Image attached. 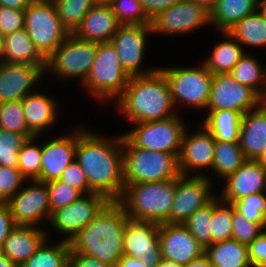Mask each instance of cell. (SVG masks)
<instances>
[{
  "label": "cell",
  "mask_w": 266,
  "mask_h": 267,
  "mask_svg": "<svg viewBox=\"0 0 266 267\" xmlns=\"http://www.w3.org/2000/svg\"><path fill=\"white\" fill-rule=\"evenodd\" d=\"M33 0H0V6L12 9L25 10Z\"/></svg>",
  "instance_id": "obj_53"
},
{
  "label": "cell",
  "mask_w": 266,
  "mask_h": 267,
  "mask_svg": "<svg viewBox=\"0 0 266 267\" xmlns=\"http://www.w3.org/2000/svg\"><path fill=\"white\" fill-rule=\"evenodd\" d=\"M246 157L238 142H222L215 140L212 172L225 179L234 173L245 161Z\"/></svg>",
  "instance_id": "obj_35"
},
{
  "label": "cell",
  "mask_w": 266,
  "mask_h": 267,
  "mask_svg": "<svg viewBox=\"0 0 266 267\" xmlns=\"http://www.w3.org/2000/svg\"><path fill=\"white\" fill-rule=\"evenodd\" d=\"M212 200L197 209L183 225L191 235L206 249L212 244Z\"/></svg>",
  "instance_id": "obj_38"
},
{
  "label": "cell",
  "mask_w": 266,
  "mask_h": 267,
  "mask_svg": "<svg viewBox=\"0 0 266 267\" xmlns=\"http://www.w3.org/2000/svg\"><path fill=\"white\" fill-rule=\"evenodd\" d=\"M259 0H218L210 11V25L227 32L244 17L258 11Z\"/></svg>",
  "instance_id": "obj_28"
},
{
  "label": "cell",
  "mask_w": 266,
  "mask_h": 267,
  "mask_svg": "<svg viewBox=\"0 0 266 267\" xmlns=\"http://www.w3.org/2000/svg\"><path fill=\"white\" fill-rule=\"evenodd\" d=\"M110 7L120 25H146L152 22L146 16L140 0H116Z\"/></svg>",
  "instance_id": "obj_41"
},
{
  "label": "cell",
  "mask_w": 266,
  "mask_h": 267,
  "mask_svg": "<svg viewBox=\"0 0 266 267\" xmlns=\"http://www.w3.org/2000/svg\"><path fill=\"white\" fill-rule=\"evenodd\" d=\"M26 179L18 168L0 165V202L9 201Z\"/></svg>",
  "instance_id": "obj_46"
},
{
  "label": "cell",
  "mask_w": 266,
  "mask_h": 267,
  "mask_svg": "<svg viewBox=\"0 0 266 267\" xmlns=\"http://www.w3.org/2000/svg\"><path fill=\"white\" fill-rule=\"evenodd\" d=\"M193 135L188 134L186 128L178 156V165L181 175L192 176V169L209 168L212 170L214 161L215 139L204 127Z\"/></svg>",
  "instance_id": "obj_20"
},
{
  "label": "cell",
  "mask_w": 266,
  "mask_h": 267,
  "mask_svg": "<svg viewBox=\"0 0 266 267\" xmlns=\"http://www.w3.org/2000/svg\"><path fill=\"white\" fill-rule=\"evenodd\" d=\"M152 34L151 24L120 25L110 43L115 47L121 67L129 76L147 75L159 68L141 70L144 60L147 36ZM143 71V72H142Z\"/></svg>",
  "instance_id": "obj_12"
},
{
  "label": "cell",
  "mask_w": 266,
  "mask_h": 267,
  "mask_svg": "<svg viewBox=\"0 0 266 267\" xmlns=\"http://www.w3.org/2000/svg\"><path fill=\"white\" fill-rule=\"evenodd\" d=\"M24 29L46 59L69 35L61 24L52 0H33L25 8Z\"/></svg>",
  "instance_id": "obj_7"
},
{
  "label": "cell",
  "mask_w": 266,
  "mask_h": 267,
  "mask_svg": "<svg viewBox=\"0 0 266 267\" xmlns=\"http://www.w3.org/2000/svg\"><path fill=\"white\" fill-rule=\"evenodd\" d=\"M220 200L232 204L251 194L266 192V170L256 160H246L225 179Z\"/></svg>",
  "instance_id": "obj_22"
},
{
  "label": "cell",
  "mask_w": 266,
  "mask_h": 267,
  "mask_svg": "<svg viewBox=\"0 0 266 267\" xmlns=\"http://www.w3.org/2000/svg\"><path fill=\"white\" fill-rule=\"evenodd\" d=\"M47 239L48 237L20 267H68L69 241L63 239L58 245L50 246Z\"/></svg>",
  "instance_id": "obj_34"
},
{
  "label": "cell",
  "mask_w": 266,
  "mask_h": 267,
  "mask_svg": "<svg viewBox=\"0 0 266 267\" xmlns=\"http://www.w3.org/2000/svg\"><path fill=\"white\" fill-rule=\"evenodd\" d=\"M180 175L175 179V195L170 210V223L183 224L197 209L209 203L215 194L211 192V178L203 173Z\"/></svg>",
  "instance_id": "obj_11"
},
{
  "label": "cell",
  "mask_w": 266,
  "mask_h": 267,
  "mask_svg": "<svg viewBox=\"0 0 266 267\" xmlns=\"http://www.w3.org/2000/svg\"><path fill=\"white\" fill-rule=\"evenodd\" d=\"M180 118L178 114L164 120L138 122L134 129L124 135L139 148L172 153L178 157L186 130Z\"/></svg>",
  "instance_id": "obj_10"
},
{
  "label": "cell",
  "mask_w": 266,
  "mask_h": 267,
  "mask_svg": "<svg viewBox=\"0 0 266 267\" xmlns=\"http://www.w3.org/2000/svg\"><path fill=\"white\" fill-rule=\"evenodd\" d=\"M259 11L266 18V0H259Z\"/></svg>",
  "instance_id": "obj_61"
},
{
  "label": "cell",
  "mask_w": 266,
  "mask_h": 267,
  "mask_svg": "<svg viewBox=\"0 0 266 267\" xmlns=\"http://www.w3.org/2000/svg\"><path fill=\"white\" fill-rule=\"evenodd\" d=\"M7 201L15 225L39 227L43 219L50 220L51 209L47 183L31 181ZM39 222V223H38Z\"/></svg>",
  "instance_id": "obj_16"
},
{
  "label": "cell",
  "mask_w": 266,
  "mask_h": 267,
  "mask_svg": "<svg viewBox=\"0 0 266 267\" xmlns=\"http://www.w3.org/2000/svg\"><path fill=\"white\" fill-rule=\"evenodd\" d=\"M165 75L175 105L184 103L197 109H204L211 93L213 74L201 63L198 67L159 68Z\"/></svg>",
  "instance_id": "obj_8"
},
{
  "label": "cell",
  "mask_w": 266,
  "mask_h": 267,
  "mask_svg": "<svg viewBox=\"0 0 266 267\" xmlns=\"http://www.w3.org/2000/svg\"><path fill=\"white\" fill-rule=\"evenodd\" d=\"M117 108L134 123L164 120L177 115L165 75L157 71L130 76L128 85L115 100Z\"/></svg>",
  "instance_id": "obj_3"
},
{
  "label": "cell",
  "mask_w": 266,
  "mask_h": 267,
  "mask_svg": "<svg viewBox=\"0 0 266 267\" xmlns=\"http://www.w3.org/2000/svg\"><path fill=\"white\" fill-rule=\"evenodd\" d=\"M123 254L140 259L146 267H158L162 260L159 224L127 217Z\"/></svg>",
  "instance_id": "obj_15"
},
{
  "label": "cell",
  "mask_w": 266,
  "mask_h": 267,
  "mask_svg": "<svg viewBox=\"0 0 266 267\" xmlns=\"http://www.w3.org/2000/svg\"><path fill=\"white\" fill-rule=\"evenodd\" d=\"M62 26L73 34L96 0H52Z\"/></svg>",
  "instance_id": "obj_36"
},
{
  "label": "cell",
  "mask_w": 266,
  "mask_h": 267,
  "mask_svg": "<svg viewBox=\"0 0 266 267\" xmlns=\"http://www.w3.org/2000/svg\"><path fill=\"white\" fill-rule=\"evenodd\" d=\"M0 128L25 135L28 139L35 136L27 128L21 101L0 103Z\"/></svg>",
  "instance_id": "obj_40"
},
{
  "label": "cell",
  "mask_w": 266,
  "mask_h": 267,
  "mask_svg": "<svg viewBox=\"0 0 266 267\" xmlns=\"http://www.w3.org/2000/svg\"><path fill=\"white\" fill-rule=\"evenodd\" d=\"M51 214L54 210L65 207L84 194L75 187L59 180L47 182Z\"/></svg>",
  "instance_id": "obj_45"
},
{
  "label": "cell",
  "mask_w": 266,
  "mask_h": 267,
  "mask_svg": "<svg viewBox=\"0 0 266 267\" xmlns=\"http://www.w3.org/2000/svg\"><path fill=\"white\" fill-rule=\"evenodd\" d=\"M205 254L213 267H252L248 246L233 239L211 244Z\"/></svg>",
  "instance_id": "obj_31"
},
{
  "label": "cell",
  "mask_w": 266,
  "mask_h": 267,
  "mask_svg": "<svg viewBox=\"0 0 266 267\" xmlns=\"http://www.w3.org/2000/svg\"><path fill=\"white\" fill-rule=\"evenodd\" d=\"M248 252L252 267H266V230L248 246Z\"/></svg>",
  "instance_id": "obj_49"
},
{
  "label": "cell",
  "mask_w": 266,
  "mask_h": 267,
  "mask_svg": "<svg viewBox=\"0 0 266 267\" xmlns=\"http://www.w3.org/2000/svg\"><path fill=\"white\" fill-rule=\"evenodd\" d=\"M23 113L27 128L38 137L57 120V102L47 94L33 91L23 100Z\"/></svg>",
  "instance_id": "obj_26"
},
{
  "label": "cell",
  "mask_w": 266,
  "mask_h": 267,
  "mask_svg": "<svg viewBox=\"0 0 266 267\" xmlns=\"http://www.w3.org/2000/svg\"><path fill=\"white\" fill-rule=\"evenodd\" d=\"M175 195V179L125 184L123 194L117 201L128 218L170 223V210Z\"/></svg>",
  "instance_id": "obj_4"
},
{
  "label": "cell",
  "mask_w": 266,
  "mask_h": 267,
  "mask_svg": "<svg viewBox=\"0 0 266 267\" xmlns=\"http://www.w3.org/2000/svg\"><path fill=\"white\" fill-rule=\"evenodd\" d=\"M83 128H77L75 160L94 193L118 201L125 187L122 134L110 140Z\"/></svg>",
  "instance_id": "obj_1"
},
{
  "label": "cell",
  "mask_w": 266,
  "mask_h": 267,
  "mask_svg": "<svg viewBox=\"0 0 266 267\" xmlns=\"http://www.w3.org/2000/svg\"><path fill=\"white\" fill-rule=\"evenodd\" d=\"M116 0H96L98 5H111Z\"/></svg>",
  "instance_id": "obj_62"
},
{
  "label": "cell",
  "mask_w": 266,
  "mask_h": 267,
  "mask_svg": "<svg viewBox=\"0 0 266 267\" xmlns=\"http://www.w3.org/2000/svg\"><path fill=\"white\" fill-rule=\"evenodd\" d=\"M15 226L7 202H0V249Z\"/></svg>",
  "instance_id": "obj_50"
},
{
  "label": "cell",
  "mask_w": 266,
  "mask_h": 267,
  "mask_svg": "<svg viewBox=\"0 0 266 267\" xmlns=\"http://www.w3.org/2000/svg\"><path fill=\"white\" fill-rule=\"evenodd\" d=\"M228 40L219 42L213 47L209 57L202 62L212 74L231 73L234 66L246 53L241 45L229 32H221Z\"/></svg>",
  "instance_id": "obj_29"
},
{
  "label": "cell",
  "mask_w": 266,
  "mask_h": 267,
  "mask_svg": "<svg viewBox=\"0 0 266 267\" xmlns=\"http://www.w3.org/2000/svg\"><path fill=\"white\" fill-rule=\"evenodd\" d=\"M0 267H19V266L0 252Z\"/></svg>",
  "instance_id": "obj_57"
},
{
  "label": "cell",
  "mask_w": 266,
  "mask_h": 267,
  "mask_svg": "<svg viewBox=\"0 0 266 267\" xmlns=\"http://www.w3.org/2000/svg\"><path fill=\"white\" fill-rule=\"evenodd\" d=\"M111 201L99 193L84 194L75 202L54 210L50 217L52 228L66 234L69 241L92 221Z\"/></svg>",
  "instance_id": "obj_14"
},
{
  "label": "cell",
  "mask_w": 266,
  "mask_h": 267,
  "mask_svg": "<svg viewBox=\"0 0 266 267\" xmlns=\"http://www.w3.org/2000/svg\"><path fill=\"white\" fill-rule=\"evenodd\" d=\"M266 192L251 194L234 201V208L254 223L261 224L266 229Z\"/></svg>",
  "instance_id": "obj_42"
},
{
  "label": "cell",
  "mask_w": 266,
  "mask_h": 267,
  "mask_svg": "<svg viewBox=\"0 0 266 267\" xmlns=\"http://www.w3.org/2000/svg\"><path fill=\"white\" fill-rule=\"evenodd\" d=\"M256 161L266 170V149L259 155Z\"/></svg>",
  "instance_id": "obj_59"
},
{
  "label": "cell",
  "mask_w": 266,
  "mask_h": 267,
  "mask_svg": "<svg viewBox=\"0 0 266 267\" xmlns=\"http://www.w3.org/2000/svg\"><path fill=\"white\" fill-rule=\"evenodd\" d=\"M227 32L241 45L266 47V18L259 9L241 19Z\"/></svg>",
  "instance_id": "obj_32"
},
{
  "label": "cell",
  "mask_w": 266,
  "mask_h": 267,
  "mask_svg": "<svg viewBox=\"0 0 266 267\" xmlns=\"http://www.w3.org/2000/svg\"><path fill=\"white\" fill-rule=\"evenodd\" d=\"M210 25V12L203 6L181 0L155 17L152 22L153 34H183L196 28Z\"/></svg>",
  "instance_id": "obj_17"
},
{
  "label": "cell",
  "mask_w": 266,
  "mask_h": 267,
  "mask_svg": "<svg viewBox=\"0 0 266 267\" xmlns=\"http://www.w3.org/2000/svg\"><path fill=\"white\" fill-rule=\"evenodd\" d=\"M266 229L259 223H254L246 219L242 213L237 211L232 205V236L240 244L249 246Z\"/></svg>",
  "instance_id": "obj_44"
},
{
  "label": "cell",
  "mask_w": 266,
  "mask_h": 267,
  "mask_svg": "<svg viewBox=\"0 0 266 267\" xmlns=\"http://www.w3.org/2000/svg\"><path fill=\"white\" fill-rule=\"evenodd\" d=\"M184 267H213L209 257L204 253L201 257L191 260Z\"/></svg>",
  "instance_id": "obj_55"
},
{
  "label": "cell",
  "mask_w": 266,
  "mask_h": 267,
  "mask_svg": "<svg viewBox=\"0 0 266 267\" xmlns=\"http://www.w3.org/2000/svg\"><path fill=\"white\" fill-rule=\"evenodd\" d=\"M207 114L202 125L215 140L238 142L243 113L232 110H213Z\"/></svg>",
  "instance_id": "obj_30"
},
{
  "label": "cell",
  "mask_w": 266,
  "mask_h": 267,
  "mask_svg": "<svg viewBox=\"0 0 266 267\" xmlns=\"http://www.w3.org/2000/svg\"><path fill=\"white\" fill-rule=\"evenodd\" d=\"M43 75L35 65L0 61V103L23 100Z\"/></svg>",
  "instance_id": "obj_19"
},
{
  "label": "cell",
  "mask_w": 266,
  "mask_h": 267,
  "mask_svg": "<svg viewBox=\"0 0 266 267\" xmlns=\"http://www.w3.org/2000/svg\"><path fill=\"white\" fill-rule=\"evenodd\" d=\"M115 267H146L138 258L123 255L117 262Z\"/></svg>",
  "instance_id": "obj_54"
},
{
  "label": "cell",
  "mask_w": 266,
  "mask_h": 267,
  "mask_svg": "<svg viewBox=\"0 0 266 267\" xmlns=\"http://www.w3.org/2000/svg\"><path fill=\"white\" fill-rule=\"evenodd\" d=\"M189 1L195 2L203 6L209 12L215 7L216 3L218 2V0H189Z\"/></svg>",
  "instance_id": "obj_56"
},
{
  "label": "cell",
  "mask_w": 266,
  "mask_h": 267,
  "mask_svg": "<svg viewBox=\"0 0 266 267\" xmlns=\"http://www.w3.org/2000/svg\"><path fill=\"white\" fill-rule=\"evenodd\" d=\"M181 0H140L146 16L152 21L161 12Z\"/></svg>",
  "instance_id": "obj_51"
},
{
  "label": "cell",
  "mask_w": 266,
  "mask_h": 267,
  "mask_svg": "<svg viewBox=\"0 0 266 267\" xmlns=\"http://www.w3.org/2000/svg\"><path fill=\"white\" fill-rule=\"evenodd\" d=\"M96 51L97 43L69 34L47 59L45 73L51 70L60 79L65 80L79 78L83 84L91 70Z\"/></svg>",
  "instance_id": "obj_9"
},
{
  "label": "cell",
  "mask_w": 266,
  "mask_h": 267,
  "mask_svg": "<svg viewBox=\"0 0 266 267\" xmlns=\"http://www.w3.org/2000/svg\"><path fill=\"white\" fill-rule=\"evenodd\" d=\"M126 221L124 208L117 201H111L69 240L70 252L85 254L115 267L124 255Z\"/></svg>",
  "instance_id": "obj_2"
},
{
  "label": "cell",
  "mask_w": 266,
  "mask_h": 267,
  "mask_svg": "<svg viewBox=\"0 0 266 267\" xmlns=\"http://www.w3.org/2000/svg\"><path fill=\"white\" fill-rule=\"evenodd\" d=\"M58 180L77 188L83 194L94 193L89 187L84 171L81 169L76 160L62 171Z\"/></svg>",
  "instance_id": "obj_47"
},
{
  "label": "cell",
  "mask_w": 266,
  "mask_h": 267,
  "mask_svg": "<svg viewBox=\"0 0 266 267\" xmlns=\"http://www.w3.org/2000/svg\"><path fill=\"white\" fill-rule=\"evenodd\" d=\"M27 137L0 128V165L18 168V153Z\"/></svg>",
  "instance_id": "obj_43"
},
{
  "label": "cell",
  "mask_w": 266,
  "mask_h": 267,
  "mask_svg": "<svg viewBox=\"0 0 266 267\" xmlns=\"http://www.w3.org/2000/svg\"><path fill=\"white\" fill-rule=\"evenodd\" d=\"M24 29V10L0 6V34L7 35Z\"/></svg>",
  "instance_id": "obj_48"
},
{
  "label": "cell",
  "mask_w": 266,
  "mask_h": 267,
  "mask_svg": "<svg viewBox=\"0 0 266 267\" xmlns=\"http://www.w3.org/2000/svg\"><path fill=\"white\" fill-rule=\"evenodd\" d=\"M238 143L247 160H256L266 149V101L243 114Z\"/></svg>",
  "instance_id": "obj_23"
},
{
  "label": "cell",
  "mask_w": 266,
  "mask_h": 267,
  "mask_svg": "<svg viewBox=\"0 0 266 267\" xmlns=\"http://www.w3.org/2000/svg\"><path fill=\"white\" fill-rule=\"evenodd\" d=\"M247 54L241 57L230 74L238 83L249 86L266 101V69L262 68L255 56Z\"/></svg>",
  "instance_id": "obj_33"
},
{
  "label": "cell",
  "mask_w": 266,
  "mask_h": 267,
  "mask_svg": "<svg viewBox=\"0 0 266 267\" xmlns=\"http://www.w3.org/2000/svg\"><path fill=\"white\" fill-rule=\"evenodd\" d=\"M158 267H184V265L162 259Z\"/></svg>",
  "instance_id": "obj_58"
},
{
  "label": "cell",
  "mask_w": 266,
  "mask_h": 267,
  "mask_svg": "<svg viewBox=\"0 0 266 267\" xmlns=\"http://www.w3.org/2000/svg\"><path fill=\"white\" fill-rule=\"evenodd\" d=\"M47 234L41 227L16 225L0 252L20 267L35 253Z\"/></svg>",
  "instance_id": "obj_25"
},
{
  "label": "cell",
  "mask_w": 266,
  "mask_h": 267,
  "mask_svg": "<svg viewBox=\"0 0 266 267\" xmlns=\"http://www.w3.org/2000/svg\"><path fill=\"white\" fill-rule=\"evenodd\" d=\"M68 267H111L101 262L97 258L85 254L70 252L68 257Z\"/></svg>",
  "instance_id": "obj_52"
},
{
  "label": "cell",
  "mask_w": 266,
  "mask_h": 267,
  "mask_svg": "<svg viewBox=\"0 0 266 267\" xmlns=\"http://www.w3.org/2000/svg\"><path fill=\"white\" fill-rule=\"evenodd\" d=\"M159 241L162 259L181 265H186L205 253V248L183 224H159Z\"/></svg>",
  "instance_id": "obj_18"
},
{
  "label": "cell",
  "mask_w": 266,
  "mask_h": 267,
  "mask_svg": "<svg viewBox=\"0 0 266 267\" xmlns=\"http://www.w3.org/2000/svg\"><path fill=\"white\" fill-rule=\"evenodd\" d=\"M77 127L71 134L58 136L42 144L41 174L36 180L42 183L58 180L62 171L75 160Z\"/></svg>",
  "instance_id": "obj_21"
},
{
  "label": "cell",
  "mask_w": 266,
  "mask_h": 267,
  "mask_svg": "<svg viewBox=\"0 0 266 267\" xmlns=\"http://www.w3.org/2000/svg\"><path fill=\"white\" fill-rule=\"evenodd\" d=\"M4 48H5V36L0 34V61L3 60Z\"/></svg>",
  "instance_id": "obj_60"
},
{
  "label": "cell",
  "mask_w": 266,
  "mask_h": 267,
  "mask_svg": "<svg viewBox=\"0 0 266 267\" xmlns=\"http://www.w3.org/2000/svg\"><path fill=\"white\" fill-rule=\"evenodd\" d=\"M3 62L30 64L40 67L44 72L47 59L32 42L25 29L5 35Z\"/></svg>",
  "instance_id": "obj_27"
},
{
  "label": "cell",
  "mask_w": 266,
  "mask_h": 267,
  "mask_svg": "<svg viewBox=\"0 0 266 267\" xmlns=\"http://www.w3.org/2000/svg\"><path fill=\"white\" fill-rule=\"evenodd\" d=\"M212 244L227 241L232 236V204L221 201L219 196L212 199Z\"/></svg>",
  "instance_id": "obj_37"
},
{
  "label": "cell",
  "mask_w": 266,
  "mask_h": 267,
  "mask_svg": "<svg viewBox=\"0 0 266 267\" xmlns=\"http://www.w3.org/2000/svg\"><path fill=\"white\" fill-rule=\"evenodd\" d=\"M264 100L249 86L238 83L230 73L213 74L207 111L232 110L246 113Z\"/></svg>",
  "instance_id": "obj_13"
},
{
  "label": "cell",
  "mask_w": 266,
  "mask_h": 267,
  "mask_svg": "<svg viewBox=\"0 0 266 267\" xmlns=\"http://www.w3.org/2000/svg\"><path fill=\"white\" fill-rule=\"evenodd\" d=\"M130 76L121 67L115 47L110 42L97 43V51L85 90L100 101L117 99L128 85Z\"/></svg>",
  "instance_id": "obj_6"
},
{
  "label": "cell",
  "mask_w": 266,
  "mask_h": 267,
  "mask_svg": "<svg viewBox=\"0 0 266 267\" xmlns=\"http://www.w3.org/2000/svg\"><path fill=\"white\" fill-rule=\"evenodd\" d=\"M38 136L27 139L18 153V169L25 179L37 180L41 174L42 146L33 142Z\"/></svg>",
  "instance_id": "obj_39"
},
{
  "label": "cell",
  "mask_w": 266,
  "mask_h": 267,
  "mask_svg": "<svg viewBox=\"0 0 266 267\" xmlns=\"http://www.w3.org/2000/svg\"><path fill=\"white\" fill-rule=\"evenodd\" d=\"M119 26L110 5L96 4L86 13L73 34L85 41L110 42Z\"/></svg>",
  "instance_id": "obj_24"
},
{
  "label": "cell",
  "mask_w": 266,
  "mask_h": 267,
  "mask_svg": "<svg viewBox=\"0 0 266 267\" xmlns=\"http://www.w3.org/2000/svg\"><path fill=\"white\" fill-rule=\"evenodd\" d=\"M122 148L124 184L160 182L181 175L175 154L139 148L124 134Z\"/></svg>",
  "instance_id": "obj_5"
}]
</instances>
